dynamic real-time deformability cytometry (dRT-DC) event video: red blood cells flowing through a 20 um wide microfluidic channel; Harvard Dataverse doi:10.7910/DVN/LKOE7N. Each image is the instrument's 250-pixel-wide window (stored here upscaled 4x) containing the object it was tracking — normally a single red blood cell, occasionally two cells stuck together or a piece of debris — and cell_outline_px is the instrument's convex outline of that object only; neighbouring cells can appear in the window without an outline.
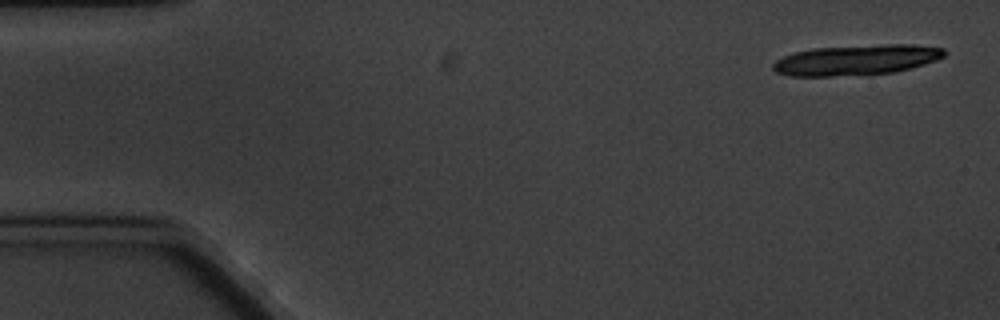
{"species": "common noctule bat (a hibernating species)", "species_latin": "Nyctalus noctula", "temperature_condition": "cold", "stored_images_in_passage": 9, "camera_frame_rate_fps": 3000, "um_per_image_px": 0.085, "animal": {"sex": "male", "body_mass_g": 20.1, "forearm_length_mm": 53.5}, "frame": {"image": 1, "passage_image": 1, "time_ms": 0.0, "image_size_px": [1000, 320], "cell_outline_px": [[948, 52], [944, 56], [936, 60], [912, 68], [896, 72], [832, 76], [788, 76], [776, 72], [772, 68], [772, 64], [776, 60], [784, 56], [796, 52], [812, 48], [888, 44], [912, 44], [944, 48]], "centroid_in_image_um": [72.81, 5.09], "position_along_channel_um": 12.2, "area_um2": 30.35}}
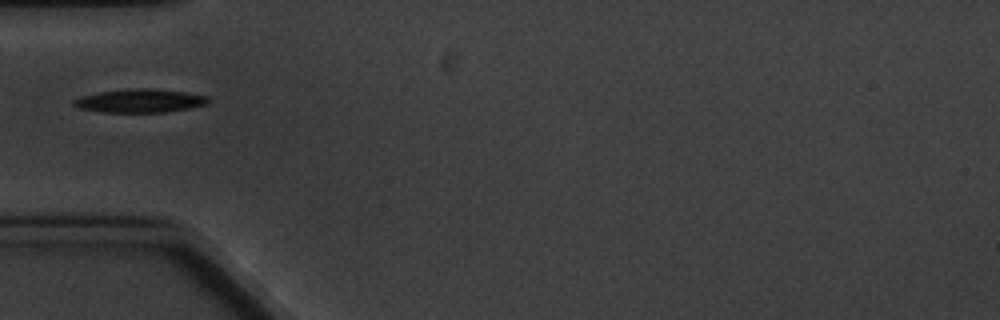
{"frame": {"image": 2, "passage_image": 6, "time_ms": 5.667, "image_size_px": [1000, 320], "cell_outline_px": [[208, 104], [188, 108], [164, 112], [104, 112], [80, 108], [72, 104], [72, 100], [84, 96], [100, 92], [128, 88], [148, 88], [184, 92], [208, 96]], "centroid_in_image_um": [11.9, 8.56], "position_along_channel_um": 73.1, "area_um2": 18.15}}
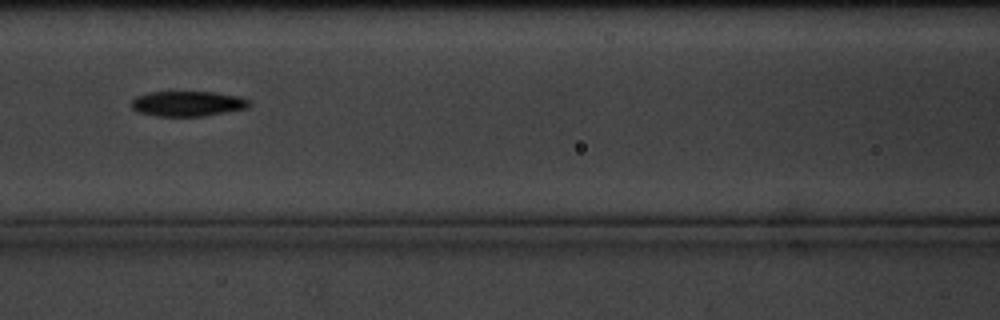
{"frame": {"image": 3, "passage_image": 8, "time_ms": 8.0, "image_size_px": [1000, 320], "cell_outline_px": [[248, 108], [204, 116], [160, 116], [140, 112], [132, 108], [132, 100], [136, 96], [148, 92], [216, 92], [244, 96], [248, 100]], "centroid_in_image_um": [15.99, 8.8], "position_along_channel_um": 150.6, "area_um2": 17.28}}